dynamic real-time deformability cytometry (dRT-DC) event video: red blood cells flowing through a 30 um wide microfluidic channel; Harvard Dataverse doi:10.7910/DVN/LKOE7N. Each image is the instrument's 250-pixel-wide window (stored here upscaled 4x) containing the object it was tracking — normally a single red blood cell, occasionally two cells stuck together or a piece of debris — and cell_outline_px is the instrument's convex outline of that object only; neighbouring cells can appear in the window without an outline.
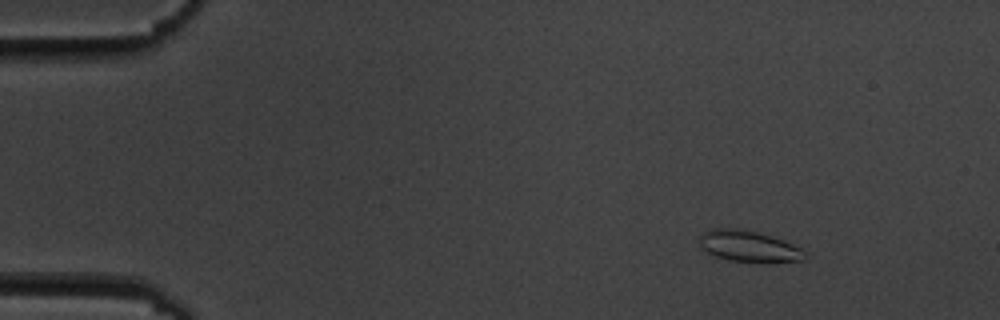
{"species": "common noctule bat (a hibernating species)", "species_latin": "Nyctalus noctula", "temperature_condition": "cold", "stored_images_in_passage": 9, "camera_frame_rate_fps": 3000, "um_per_image_px": 0.085, "animal": {"sex": "male", "body_mass_g": 19.5, "forearm_length_mm": 54.6}, "frame": {"image": 1, "passage_image": 3, "time_ms": 2.333, "image_size_px": [1000, 320], "cell_outline_px": [[804, 260], [728, 260], [716, 256], [700, 248], [700, 236], [708, 228], [736, 228], [756, 232], [772, 236], [784, 240], [800, 248], [804, 252]], "centroid_in_image_um": [63.55, 20.88], "position_along_channel_um": 21.4, "area_um2": 18.38}}
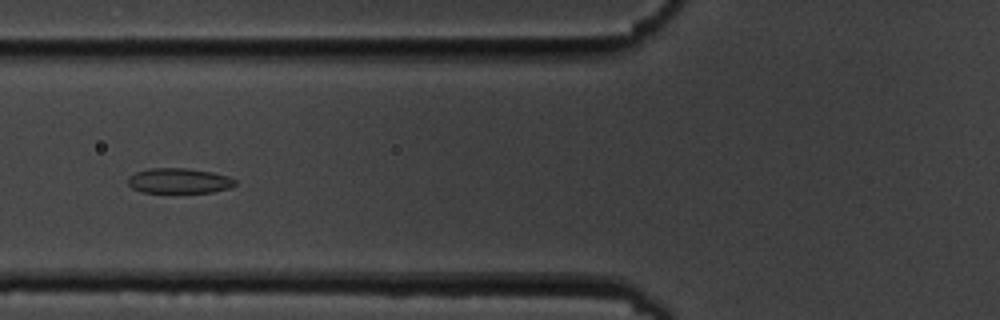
{"frame": {"image": 2, "passage_image": 7, "time_ms": 7.333, "image_size_px": [1000, 320], "cell_outline_px": [[236, 184], [228, 188], [212, 192], [140, 192], [132, 188], [128, 184], [128, 176], [136, 172], [152, 168], [184, 168], [212, 172], [228, 176], [236, 180]], "centroid_in_image_um": [15.2, 15.36], "position_along_channel_um": 110.6, "area_um2": 15.61}}
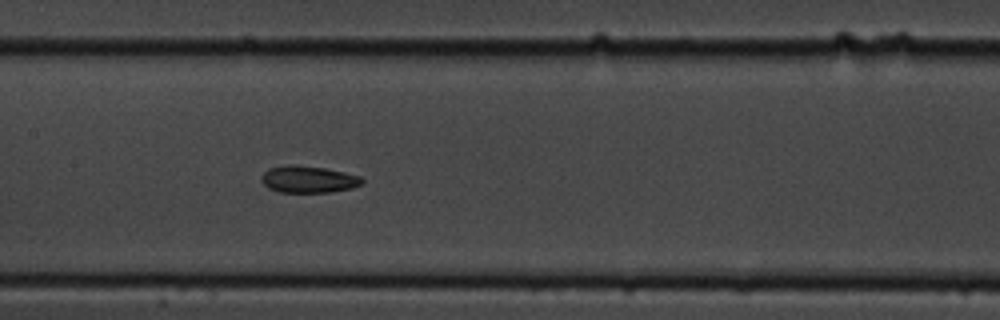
{"frame": {"image": 3, "passage_image": 9, "time_ms": 9.333, "image_size_px": [1000, 320], "cell_outline_px": [[364, 184], [352, 188], [332, 192], [280, 192], [268, 188], [260, 180], [260, 176], [268, 168], [292, 164], [324, 168], [344, 172], [360, 176], [364, 180]], "centroid_in_image_um": [26.21, 15.24], "position_along_channel_um": 181.2, "area_um2": 15.9}}